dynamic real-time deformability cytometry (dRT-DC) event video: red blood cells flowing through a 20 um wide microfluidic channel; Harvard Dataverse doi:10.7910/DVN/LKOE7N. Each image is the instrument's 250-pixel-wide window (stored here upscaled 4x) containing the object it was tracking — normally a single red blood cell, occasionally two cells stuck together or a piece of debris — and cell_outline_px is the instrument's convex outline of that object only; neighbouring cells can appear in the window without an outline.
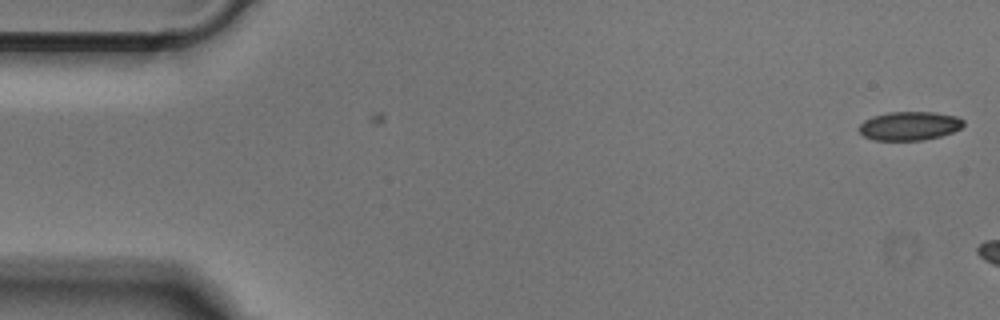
{"species": "Egyptian fruit bat (a non-hibernating species)", "species_latin": "Rousettus aegyptiacus", "temperature_condition": "cold", "stored_images_in_passage": 2, "camera_frame_rate_fps": 3000, "um_per_image_px": 0.085, "animal": {"sex": "male"}, "frame": {"image": 1, "passage_image": 2, "time_ms": 0.333, "image_size_px": [1000, 320], "cell_outline_px": [[964, 124], [960, 128], [952, 132], [940, 136], [924, 140], [872, 140], [864, 136], [856, 128], [864, 120], [872, 116], [888, 112], [936, 112], [956, 116], [964, 120]], "centroid_in_image_um": [77.27, 10.7], "position_along_channel_um": 7.7, "area_um2": 17.63}}